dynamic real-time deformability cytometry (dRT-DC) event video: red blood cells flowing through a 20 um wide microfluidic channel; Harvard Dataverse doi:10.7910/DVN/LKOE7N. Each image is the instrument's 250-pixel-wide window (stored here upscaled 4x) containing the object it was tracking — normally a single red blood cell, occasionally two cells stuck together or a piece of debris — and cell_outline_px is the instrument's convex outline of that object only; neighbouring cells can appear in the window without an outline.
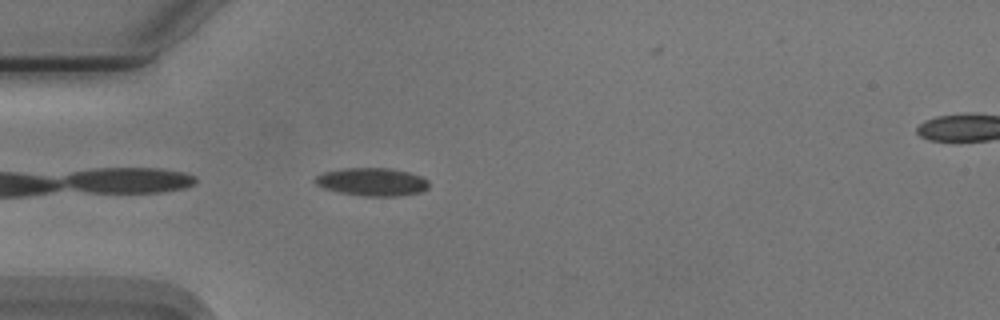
{"species": "Egyptian fruit bat (a non-hibernating species)", "species_latin": "Rousettus aegyptiacus", "temperature_condition": "cold", "stored_images_in_passage": 25, "camera_frame_rate_fps": 3000, "um_per_image_px": 0.085, "animal": {"sex": "male"}, "frame": {"image": 1, "passage_image": 1, "time_ms": 0.0, "image_size_px": [1000, 320], "cell_outline_px": [[428, 188], [420, 192], [396, 196], [364, 196], [340, 192], [324, 188], [316, 184], [312, 180], [316, 176], [324, 172], [344, 168], [388, 168], [408, 172], [420, 176], [428, 180]], "centroid_in_image_um": [31.61, 15.45], "position_along_channel_um": 53.4, "area_um2": 18.44}}
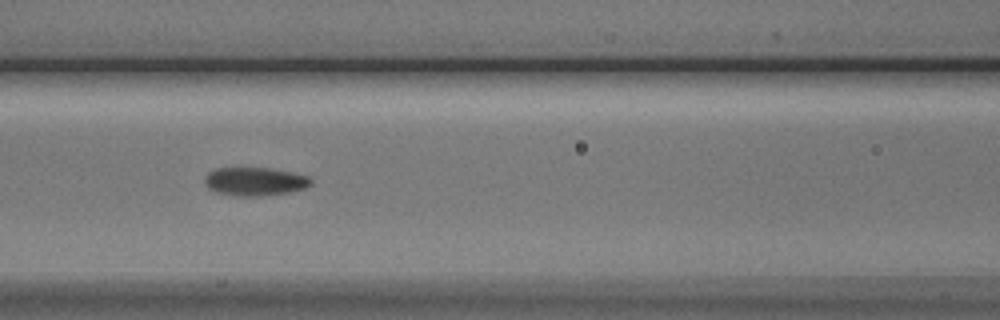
{"frame": {"image": 2, "passage_image": 9, "time_ms": 2.667, "image_size_px": [1000, 320], "cell_outline_px": [[312, 184], [304, 188], [288, 192], [264, 196], [236, 196], [216, 192], [208, 188], [204, 184], [204, 176], [208, 172], [216, 168], [268, 168], [308, 176], [312, 180]], "centroid_in_image_um": [21.61, 15.43], "position_along_channel_um": 145.0, "area_um2": 17.57}}
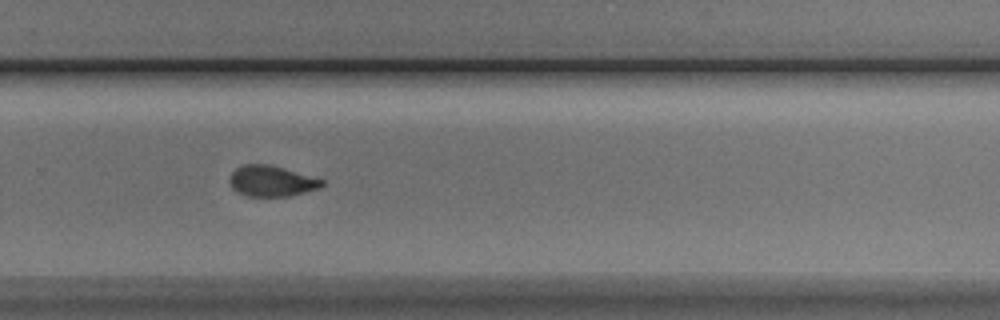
{"frame": {"image": 3, "passage_image": 22, "time_ms": 7.0, "image_size_px": [1000, 320], "cell_outline_px": [[324, 184], [320, 188], [288, 196], [244, 196], [236, 192], [232, 188], [228, 180], [228, 176], [236, 168], [244, 164], [268, 164], [284, 168], [324, 180]], "centroid_in_image_um": [23.03, 15.39], "position_along_channel_um": 306.8, "area_um2": 16.65}}